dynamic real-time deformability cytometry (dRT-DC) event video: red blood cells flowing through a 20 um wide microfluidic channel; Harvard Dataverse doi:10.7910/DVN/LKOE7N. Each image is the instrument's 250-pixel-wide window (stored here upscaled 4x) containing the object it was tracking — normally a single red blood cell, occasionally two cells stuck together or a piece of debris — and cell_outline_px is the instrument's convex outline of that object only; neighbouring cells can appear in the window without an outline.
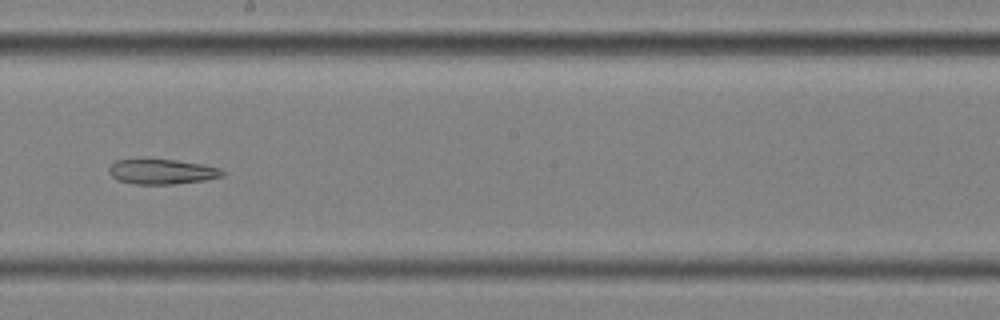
{"species": "common noctule bat (a hibernating species)", "species_latin": "Nyctalus noctula", "temperature_condition": "cold", "stored_images_in_passage": 55, "segment_of_instrument_passage": [2, 2], "camera_frame_rate_fps": 3000, "um_per_image_px": 0.085, "animal": {"sex": "female", "body_mass_g": 25.1}, "frame": {"image": 1, "passage_image": 31, "time_ms": 10.0, "image_size_px": [1000, 320], "cell_outline_px": [[224, 176], [204, 180], [176, 184], [136, 184], [116, 180], [108, 172], [108, 168], [116, 160], [176, 160], [204, 164], [220, 168], [224, 172]], "centroid_in_image_um": [13.78, 14.6], "position_along_channel_um": 234.4, "area_um2": 16.47}}
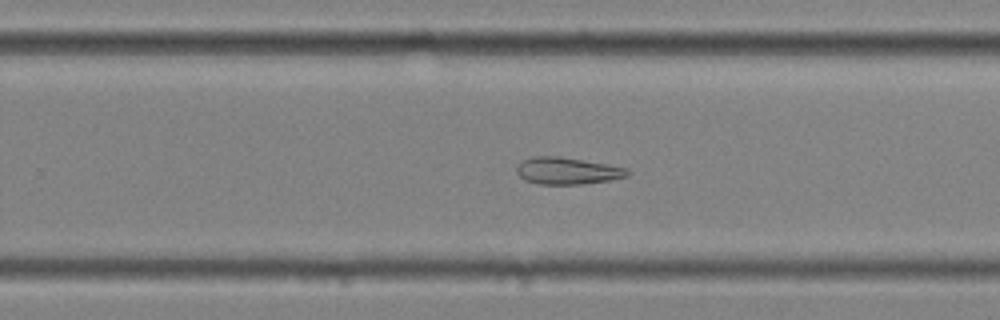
{"frame": {"image": 2, "passage_image": 35, "time_ms": 11.333, "image_size_px": [1000, 320], "cell_outline_px": [[632, 172], [628, 176], [608, 180], [584, 184], [540, 184], [524, 180], [516, 172], [516, 168], [524, 160], [532, 156], [560, 156], [608, 164], [628, 168]], "centroid_in_image_um": [48.25, 14.52], "position_along_channel_um": 281.5, "area_um2": 17.46}}
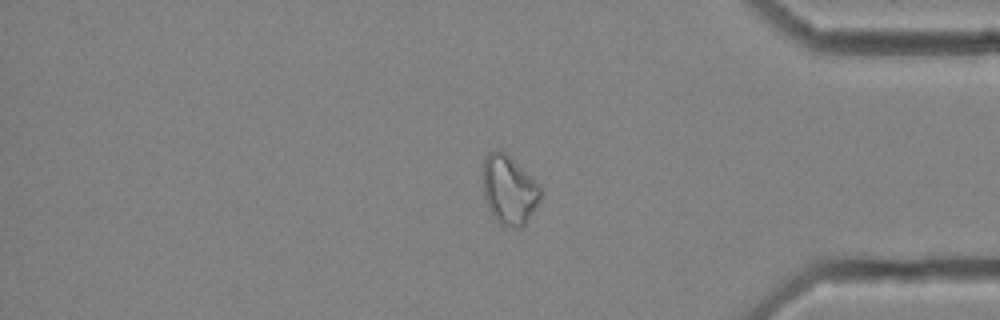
{"frame": {"image": 3, "passage_image": 46, "time_ms": 15.0, "image_size_px": [1000, 320], "cell_outline_px": [[540, 200], [524, 224], [520, 228], [512, 228], [500, 224], [496, 220], [488, 208], [484, 196], [484, 156], [488, 152], [500, 148], [540, 184]], "centroid_in_image_um": [43.26, 16.13], "position_along_channel_um": 391.9, "area_um2": 23.0}}